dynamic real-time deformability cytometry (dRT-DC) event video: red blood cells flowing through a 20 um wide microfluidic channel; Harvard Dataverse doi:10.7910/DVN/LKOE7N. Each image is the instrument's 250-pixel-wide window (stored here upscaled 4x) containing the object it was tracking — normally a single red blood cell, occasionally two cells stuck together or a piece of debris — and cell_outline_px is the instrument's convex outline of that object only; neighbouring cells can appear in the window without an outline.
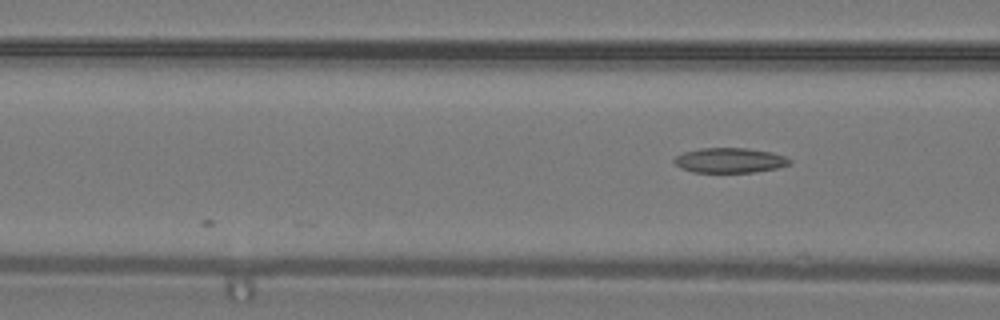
{"species": "common noctule bat (a hibernating species)", "species_latin": "Nyctalus noctula", "temperature_condition": "warm", "stored_images_in_passage": 17, "camera_frame_rate_fps": 3000, "um_per_image_px": 0.085, "animal": {"sex": "male", "body_mass_g": 19.2, "forearm_length_mm": 51.8}, "frame": {"image": 1, "passage_image": 17, "time_ms": 5.333, "image_size_px": [1000, 320], "cell_outline_px": [[792, 160], [788, 164], [776, 168], [752, 172], [692, 172], [680, 168], [672, 160], [676, 156], [684, 152], [700, 148], [748, 148], [772, 152], [784, 156]], "centroid_in_image_um": [62.0, 13.62], "position_along_channel_um": 104.6, "area_um2": 16.7}}